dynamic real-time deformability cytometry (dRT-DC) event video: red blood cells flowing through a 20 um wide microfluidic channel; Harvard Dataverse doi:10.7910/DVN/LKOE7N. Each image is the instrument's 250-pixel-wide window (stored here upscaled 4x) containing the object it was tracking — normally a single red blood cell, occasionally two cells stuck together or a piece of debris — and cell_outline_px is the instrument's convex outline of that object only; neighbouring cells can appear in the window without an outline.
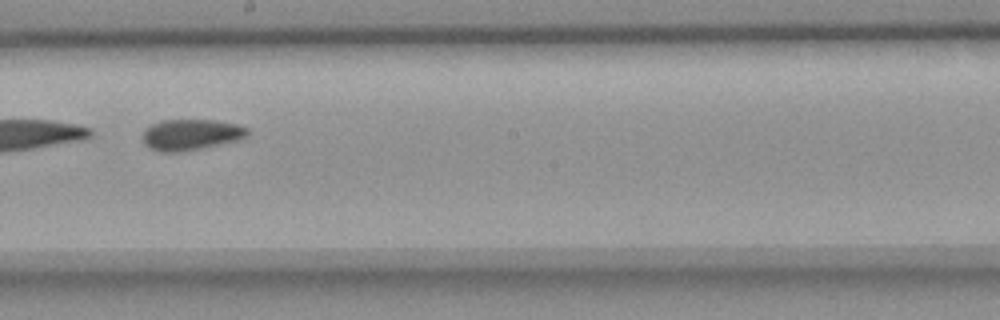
{"species": "common noctule bat (a hibernating species)", "species_latin": "Nyctalus noctula", "temperature_condition": "room temperature", "stored_images_in_passage": 47, "camera_frame_rate_fps": 3000, "um_per_image_px": 0.085, "animal": {"sex": "female", "body_mass_g": 18.4}, "frame": {"image": 1, "passage_image": 24, "time_ms": 7.667, "image_size_px": [1000, 320], "cell_outline_px": [[248, 136], [236, 140], [200, 148], [180, 152], [160, 152], [148, 148], [144, 144], [144, 128], [160, 120], [216, 120], [236, 124], [248, 128]], "centroid_in_image_um": [16.19, 11.44], "position_along_channel_um": 232.0, "area_um2": 18.84}}
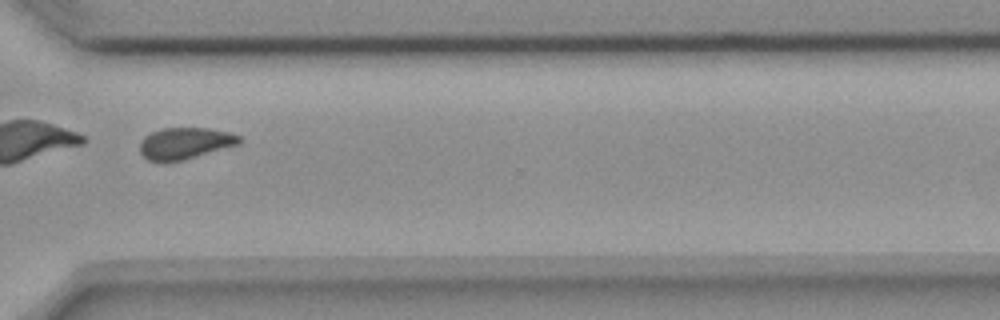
{"frame": {"image": 2, "passage_image": 34, "time_ms": 11.0, "image_size_px": [1000, 320], "cell_outline_px": [[244, 140], [240, 144], [184, 160], [148, 160], [140, 152], [140, 144], [144, 136], [160, 128], [208, 128], [228, 132], [240, 136]], "centroid_in_image_um": [15.77, 12.16], "position_along_channel_um": 354.8, "area_um2": 18.15}, "authors_computed_cell_mechanics": {"area_um2": 19.3052, "velocity_mm_per_s": 3.6704, "shape_relaxation_time_tau1_ms": null, "shape_relaxation_time_tau2_ms": 3.0549, "deformation_change_tau1": null, "deformation_change_tau2": 0.0861}}